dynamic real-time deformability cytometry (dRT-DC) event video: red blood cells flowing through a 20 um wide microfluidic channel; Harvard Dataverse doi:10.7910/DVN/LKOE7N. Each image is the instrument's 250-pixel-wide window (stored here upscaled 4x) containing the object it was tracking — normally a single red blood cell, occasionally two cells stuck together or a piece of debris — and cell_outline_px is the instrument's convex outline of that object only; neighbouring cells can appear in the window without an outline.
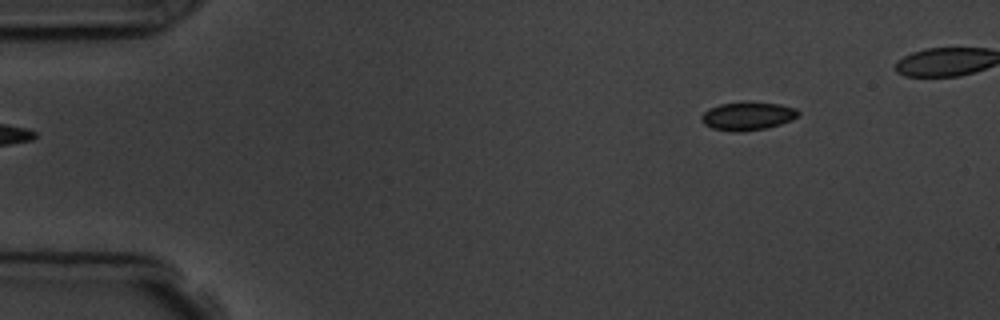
{"species": "common noctule bat (a hibernating species)", "species_latin": "Nyctalus noctula", "temperature_condition": "room temperature", "stored_images_in_passage": 2, "camera_frame_rate_fps": 3000, "um_per_image_px": 0.085, "animal": {"sex": "male", "body_mass_g": 19.5, "forearm_length_mm": 54.6}, "frame": {"image": 1, "passage_image": 2, "time_ms": 1.0, "image_size_px": [1000, 320], "cell_outline_px": [[800, 112], [792, 120], [780, 124], [764, 128], [740, 132], [732, 132], [712, 128], [704, 124], [700, 120], [700, 116], [708, 108], [720, 104], [744, 100], [748, 100], [780, 104], [796, 108]], "centroid_in_image_um": [63.51, 9.83], "position_along_channel_um": 21.5, "area_um2": 16.36}}